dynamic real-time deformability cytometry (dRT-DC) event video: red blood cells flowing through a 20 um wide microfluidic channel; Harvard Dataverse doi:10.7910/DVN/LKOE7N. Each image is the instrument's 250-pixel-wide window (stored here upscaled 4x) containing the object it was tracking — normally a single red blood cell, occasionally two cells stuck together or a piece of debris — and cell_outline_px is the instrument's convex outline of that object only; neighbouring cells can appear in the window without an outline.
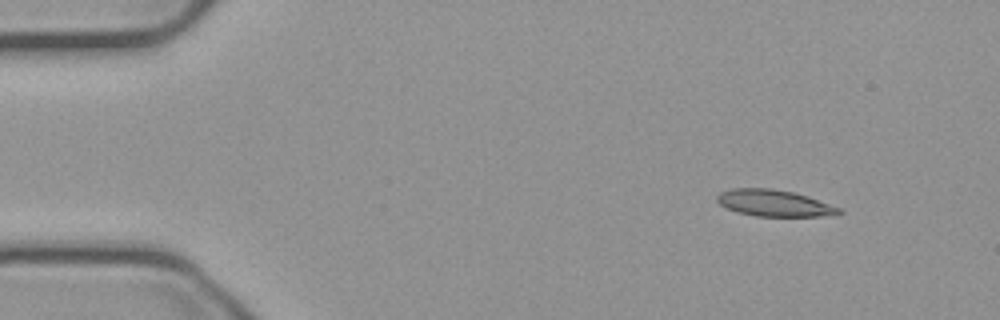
{"species": "common noctule bat (a hibernating species)", "species_latin": "Nyctalus noctula", "temperature_condition": "cold", "stored_images_in_passage": 50, "camera_frame_rate_fps": 3000, "um_per_image_px": 0.085, "animal": {"sex": "male", "body_mass_g": 23.1, "forearm_length_mm": 52.7}, "frame": {"image": 1, "passage_image": 1, "time_ms": 0.0, "image_size_px": [1000, 320], "cell_outline_px": [[844, 212], [820, 216], [756, 216], [736, 212], [720, 204], [716, 200], [716, 196], [720, 192], [732, 188], [768, 188], [792, 192], [840, 208]], "centroid_in_image_um": [65.72, 17.26], "position_along_channel_um": 19.3, "area_um2": 18.44}}
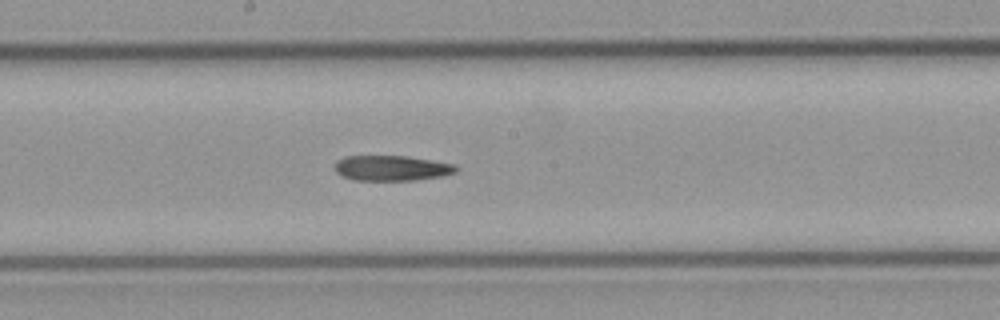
{"frame": {"image": 2, "passage_image": 24, "time_ms": 7.667, "image_size_px": [1000, 320], "cell_outline_px": [[460, 168], [456, 172], [444, 176], [416, 180], [352, 180], [340, 176], [332, 168], [336, 160], [344, 156], [408, 156], [456, 164]], "centroid_in_image_um": [33.28, 14.29], "position_along_channel_um": 214.9, "area_um2": 18.32}}
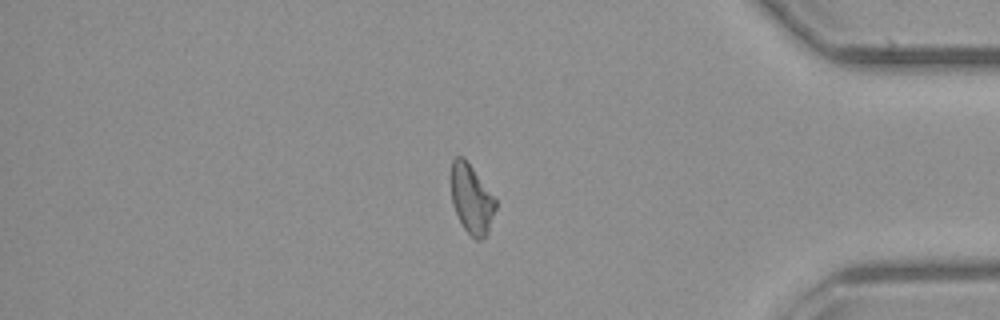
{"frame": {"image": 3, "passage_image": 41, "time_ms": 13.333, "image_size_px": [1000, 320], "cell_outline_px": [[496, 208], [488, 232], [480, 240], [476, 240], [464, 228], [452, 204], [452, 160], [456, 156], [464, 156], [496, 200]], "centroid_in_image_um": [40.09, 16.91], "position_along_channel_um": 395.1, "area_um2": 17.57}}